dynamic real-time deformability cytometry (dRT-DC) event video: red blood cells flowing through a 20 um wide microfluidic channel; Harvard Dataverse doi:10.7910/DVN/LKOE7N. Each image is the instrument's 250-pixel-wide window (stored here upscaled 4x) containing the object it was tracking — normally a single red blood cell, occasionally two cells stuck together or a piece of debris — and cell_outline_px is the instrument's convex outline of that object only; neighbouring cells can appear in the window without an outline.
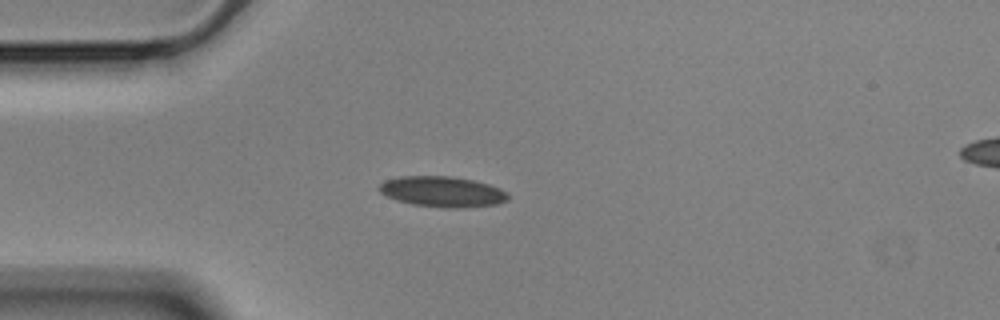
{"species": "Egyptian fruit bat (a non-hibernating species)", "species_latin": "Rousettus aegyptiacus", "temperature_condition": "cold", "stored_images_in_passage": 43, "camera_frame_rate_fps": 3000, "um_per_image_px": 0.085, "animal": {"sex": "male"}, "frame": {"image": 1, "passage_image": 1, "time_ms": 0.0, "image_size_px": [1000, 320], "cell_outline_px": [[508, 200], [496, 204], [464, 208], [444, 208], [412, 204], [396, 200], [380, 192], [380, 184], [384, 180], [400, 176], [452, 176], [472, 180], [488, 184], [500, 188], [508, 192]], "centroid_in_image_um": [37.62, 16.29], "position_along_channel_um": 47.4, "area_um2": 23.0}}
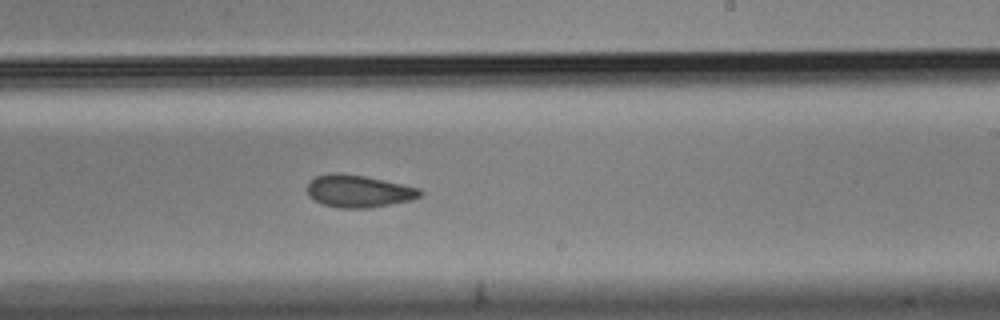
{"frame": {"image": 2, "passage_image": 20, "time_ms": 6.333, "image_size_px": [1000, 320], "cell_outline_px": [[424, 192], [420, 196], [412, 200], [368, 208], [340, 208], [324, 204], [308, 196], [308, 184], [316, 176], [332, 172], [340, 172], [364, 176], [420, 188]], "centroid_in_image_um": [30.49, 16.24], "position_along_channel_um": 258.5, "area_um2": 21.15}}
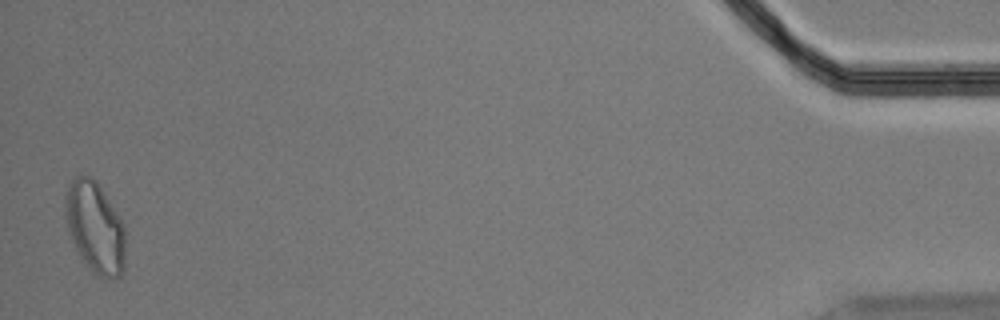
{"frame": {"image": 3, "passage_image": 42, "time_ms": 13.667, "image_size_px": [1000, 320], "cell_outline_px": [[124, 268], [120, 276], [116, 280], [112, 280], [96, 276], [92, 272], [80, 256], [72, 240], [64, 216], [64, 196], [72, 176], [92, 176], [96, 180], [120, 216], [124, 224]], "centroid_in_image_um": [8.07, 19.32], "position_along_channel_um": 427.1, "area_um2": 32.43}, "authors_computed_cell_mechanics": {"area_um2": 22.1952, "velocity_mm_per_s": 3.5256, "shape_relaxation_time_tau1_ms": null, "shape_relaxation_time_tau2_ms": 2.9945, "deformation_change_tau1": null, "deformation_change_tau2": 0.0756}}